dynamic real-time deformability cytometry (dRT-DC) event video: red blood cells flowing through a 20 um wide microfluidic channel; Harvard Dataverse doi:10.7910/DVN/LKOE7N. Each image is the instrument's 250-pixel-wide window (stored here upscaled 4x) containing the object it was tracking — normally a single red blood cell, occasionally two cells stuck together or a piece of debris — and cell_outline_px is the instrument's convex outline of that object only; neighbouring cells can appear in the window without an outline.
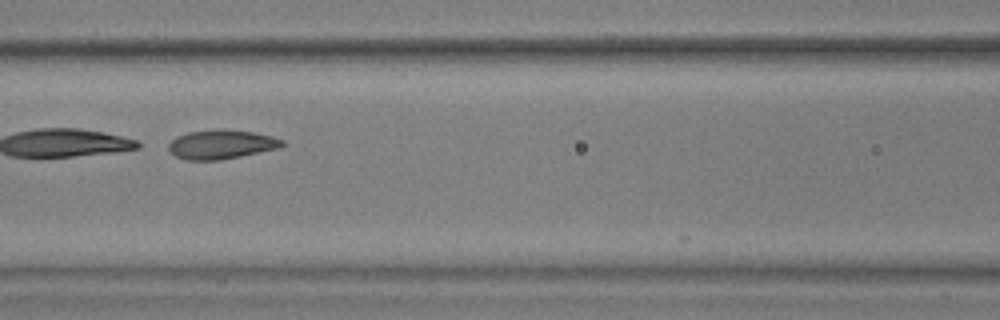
{"species": "common noctule bat (a hibernating species)", "species_latin": "Nyctalus noctula", "temperature_condition": "warm", "stored_images_in_passage": 16, "camera_frame_rate_fps": 3000, "um_per_image_px": 0.085, "animal": {"sex": "male", "body_mass_g": 17.9, "forearm_length_mm": 54.2}, "frame": {"image": 1, "passage_image": 9, "time_ms": 2.667, "image_size_px": [1000, 320], "cell_outline_px": [[284, 144], [280, 148], [220, 160], [184, 160], [176, 156], [168, 148], [168, 144], [176, 136], [188, 132], [252, 132], [272, 136], [284, 140]], "centroid_in_image_um": [18.81, 12.32], "position_along_channel_um": 147.8, "area_um2": 18.44}}